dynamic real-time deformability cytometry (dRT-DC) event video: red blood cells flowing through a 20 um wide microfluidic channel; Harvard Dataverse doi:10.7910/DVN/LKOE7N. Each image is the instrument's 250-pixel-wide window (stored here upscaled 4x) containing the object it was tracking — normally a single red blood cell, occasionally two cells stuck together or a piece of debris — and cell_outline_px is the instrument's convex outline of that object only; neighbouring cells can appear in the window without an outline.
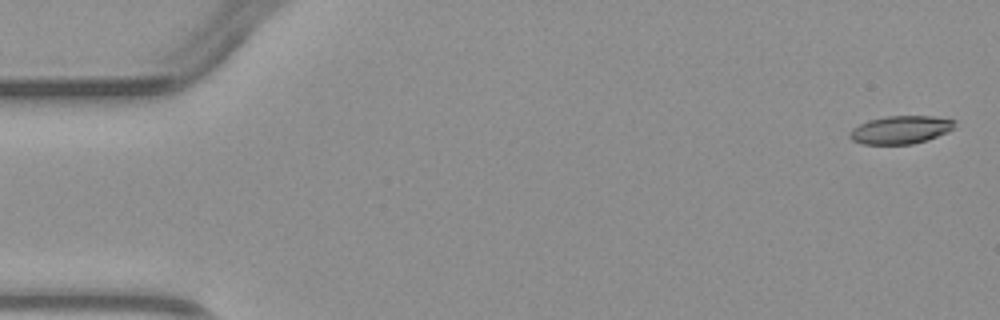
{"species": "common noctule bat (a hibernating species)", "species_latin": "Nyctalus noctula", "temperature_condition": "warm", "stored_images_in_passage": 4, "camera_frame_rate_fps": 3000, "um_per_image_px": 0.085, "animal": {"sex": "male", "body_mass_g": 23.1, "forearm_length_mm": 52.7}, "frame": {"image": 1, "passage_image": 1, "time_ms": 0.0, "image_size_px": [1000, 320], "cell_outline_px": [[956, 120], [952, 128], [948, 132], [928, 140], [912, 144], [864, 144], [852, 140], [848, 136], [848, 132], [852, 128], [868, 120], [888, 116], [932, 116]], "centroid_in_image_um": [76.53, 11.03], "position_along_channel_um": 8.5, "area_um2": 17.17}}
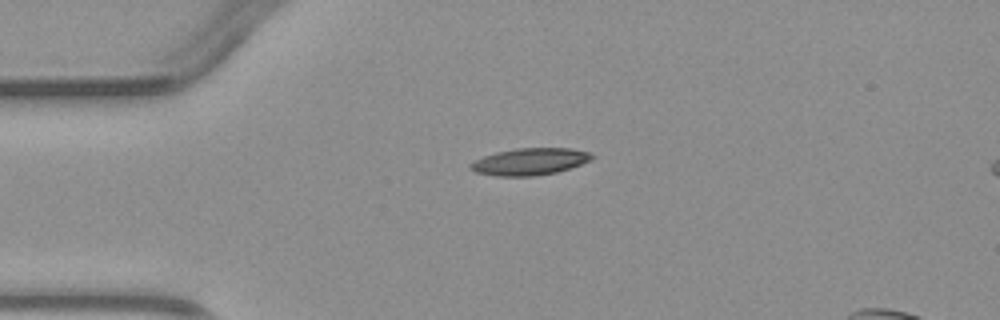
{"frame": {"image": 2, "passage_image": 3, "time_ms": 3.333, "image_size_px": [1000, 320], "cell_outline_px": [[596, 156], [592, 160], [556, 172], [532, 176], [496, 176], [476, 172], [468, 168], [468, 164], [484, 156], [496, 152], [516, 148], [572, 148], [592, 152]], "centroid_in_image_um": [45.05, 13.72], "position_along_channel_um": 39.9, "area_um2": 19.13}}